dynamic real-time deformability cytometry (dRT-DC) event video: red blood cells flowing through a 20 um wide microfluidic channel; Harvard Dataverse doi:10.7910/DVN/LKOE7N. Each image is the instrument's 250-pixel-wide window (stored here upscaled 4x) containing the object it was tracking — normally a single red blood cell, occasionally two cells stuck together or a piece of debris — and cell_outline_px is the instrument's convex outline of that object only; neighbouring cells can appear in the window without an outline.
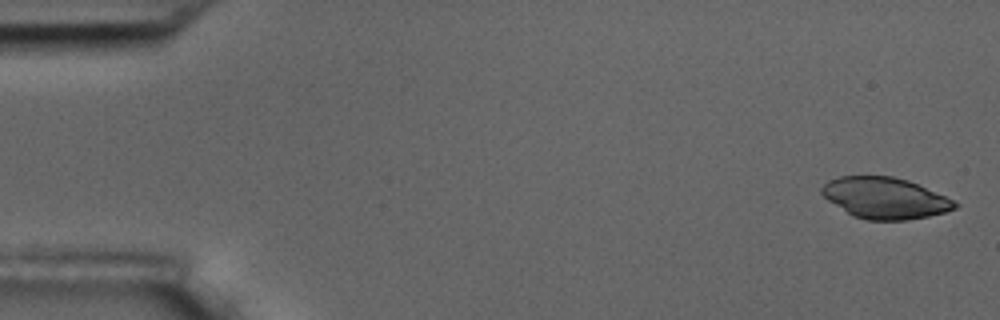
{"species": "common noctule bat (a hibernating species)", "species_latin": "Nyctalus noctula", "temperature_condition": "room temperature", "stored_images_in_passage": 6, "segment_of_instrument_passage": [1, 2], "camera_frame_rate_fps": 3000, "um_per_image_px": 0.085, "animal": {"sex": "male", "body_mass_g": 17.5, "forearm_length_mm": 52.3}, "frame": {"image": 1, "passage_image": 1, "time_ms": 0.0, "image_size_px": [1000, 320], "cell_outline_px": [[960, 204], [956, 208], [944, 212], [928, 216], [908, 220], [868, 220], [852, 216], [828, 200], [820, 192], [820, 188], [828, 180], [840, 176], [892, 176], [908, 180], [944, 196]], "centroid_in_image_um": [75.19, 16.83], "position_along_channel_um": 9.8, "area_um2": 31.79}}